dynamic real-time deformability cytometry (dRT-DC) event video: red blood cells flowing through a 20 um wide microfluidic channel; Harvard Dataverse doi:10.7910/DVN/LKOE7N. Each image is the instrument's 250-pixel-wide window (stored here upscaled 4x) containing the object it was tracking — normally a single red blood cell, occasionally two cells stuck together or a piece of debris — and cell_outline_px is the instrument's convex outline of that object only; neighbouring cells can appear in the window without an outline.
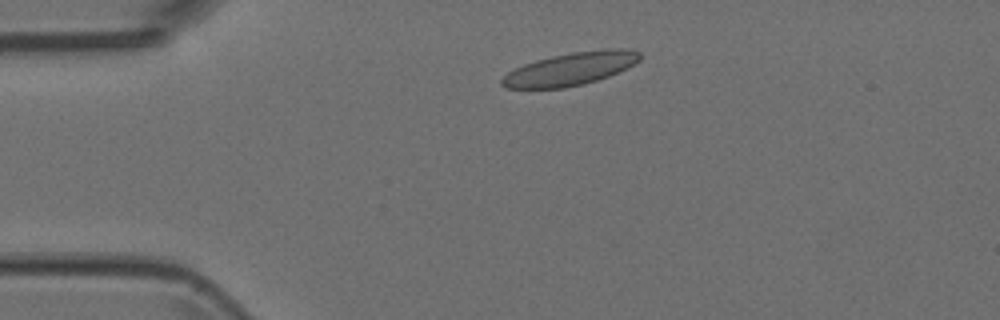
{"species": "Egyptian fruit bat (a non-hibernating species)", "species_latin": "Rousettus aegyptiacus", "temperature_condition": "room temperature", "stored_images_in_passage": 3, "segment_of_instrument_passage": [1, 2], "camera_frame_rate_fps": 3000, "um_per_image_px": 0.085, "animal": {"sex": "female"}, "frame": {"image": 1, "passage_image": 1, "time_ms": 0.0, "image_size_px": [1000, 320], "cell_outline_px": [[640, 60], [608, 76], [584, 84], [564, 88], [504, 88], [500, 84], [500, 80], [508, 72], [524, 64], [536, 60], [552, 56], [572, 52], [612, 48], [628, 48], [640, 52]], "centroid_in_image_um": [48.46, 5.85], "position_along_channel_um": 36.5, "area_um2": 26.18}}